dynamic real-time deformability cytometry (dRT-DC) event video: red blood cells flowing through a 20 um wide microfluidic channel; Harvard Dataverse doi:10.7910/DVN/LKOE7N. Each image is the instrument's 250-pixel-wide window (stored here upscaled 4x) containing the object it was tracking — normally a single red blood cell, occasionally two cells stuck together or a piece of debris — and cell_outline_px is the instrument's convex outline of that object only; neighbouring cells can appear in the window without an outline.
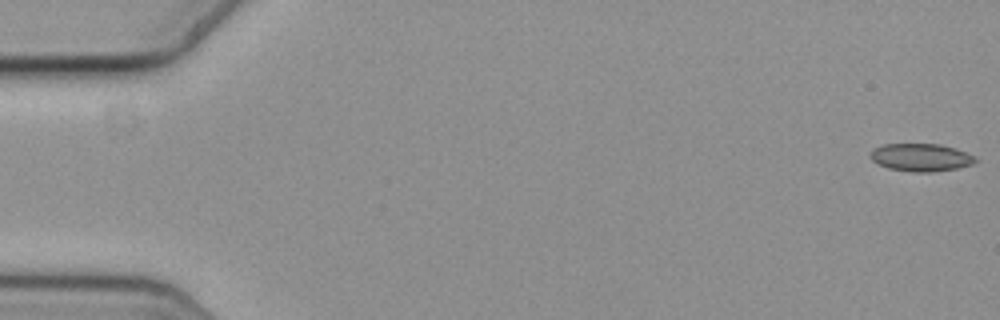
{"species": "common noctule bat (a hibernating species)", "species_latin": "Nyctalus noctula", "temperature_condition": "cold", "stored_images_in_passage": 19, "camera_frame_rate_fps": 3000, "um_per_image_px": 0.085, "animal": {"sex": "female", "body_mass_g": 19.3, "forearm_length_mm": 54.1}, "frame": {"image": 1, "passage_image": 1, "time_ms": 0.0, "image_size_px": [1000, 320], "cell_outline_px": [[980, 160], [972, 164], [956, 168], [932, 172], [912, 172], [888, 168], [876, 164], [868, 156], [872, 148], [884, 144], [940, 144], [956, 148], [976, 156]], "centroid_in_image_um": [78.26, 13.37], "position_along_channel_um": 6.7, "area_um2": 17.28}}